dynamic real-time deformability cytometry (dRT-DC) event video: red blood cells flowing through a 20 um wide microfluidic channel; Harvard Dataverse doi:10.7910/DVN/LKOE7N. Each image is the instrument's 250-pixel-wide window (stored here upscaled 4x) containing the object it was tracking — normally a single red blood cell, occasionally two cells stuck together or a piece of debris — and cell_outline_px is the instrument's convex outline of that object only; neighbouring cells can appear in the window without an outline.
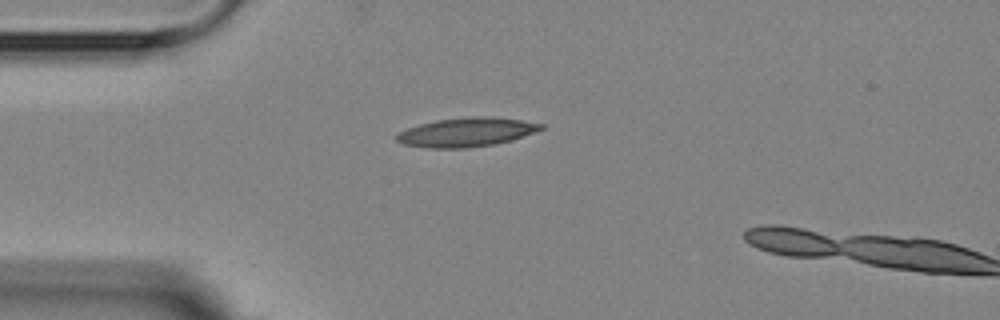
{"species": "Egyptian fruit bat (a non-hibernating species)", "species_latin": "Rousettus aegyptiacus", "temperature_condition": "room temperature", "stored_images_in_passage": 2, "camera_frame_rate_fps": 3000, "um_per_image_px": 0.085, "animal": {"sex": "female"}, "frame": {"image": 1, "passage_image": 1, "time_ms": 0.0, "image_size_px": [1000, 320], "cell_outline_px": [[544, 128], [536, 132], [512, 140], [496, 144], [464, 148], [432, 148], [404, 144], [396, 140], [396, 136], [400, 132], [408, 128], [420, 124], [436, 120], [468, 116], [492, 116], [520, 120], [544, 124]], "centroid_in_image_um": [39.69, 11.23], "position_along_channel_um": 45.3, "area_um2": 24.39}}